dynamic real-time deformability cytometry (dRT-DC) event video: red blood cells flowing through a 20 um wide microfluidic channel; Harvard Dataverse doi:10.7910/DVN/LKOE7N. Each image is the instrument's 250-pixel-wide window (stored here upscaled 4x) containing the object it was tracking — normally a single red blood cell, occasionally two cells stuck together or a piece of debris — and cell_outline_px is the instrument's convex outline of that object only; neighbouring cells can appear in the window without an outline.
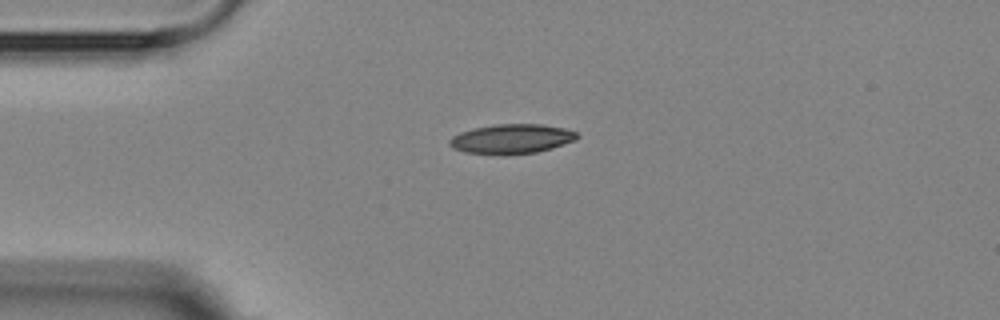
{"species": "Egyptian fruit bat (a non-hibernating species)", "species_latin": "Rousettus aegyptiacus", "temperature_condition": "room temperature", "stored_images_in_passage": 12, "camera_frame_rate_fps": 3000, "um_per_image_px": 0.085, "animal": {"sex": "female"}, "frame": {"image": 1, "passage_image": 1, "time_ms": 0.0, "image_size_px": [1000, 320], "cell_outline_px": [[580, 136], [576, 140], [552, 148], [536, 152], [504, 156], [464, 152], [452, 148], [448, 144], [448, 140], [452, 136], [460, 132], [472, 128], [496, 124], [540, 124], [564, 128], [576, 132]], "centroid_in_image_um": [43.45, 11.82], "position_along_channel_um": 41.6, "area_um2": 22.37}}
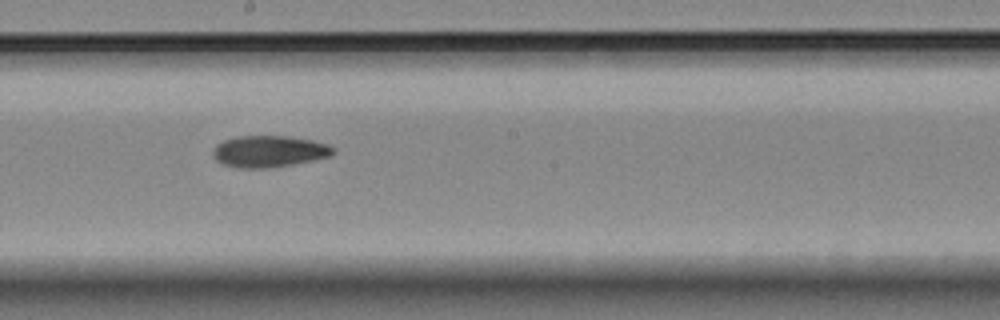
{"frame": {"image": 2, "passage_image": 6, "time_ms": 5.667, "image_size_px": [1000, 320], "cell_outline_px": [[332, 156], [292, 164], [268, 168], [240, 168], [224, 164], [216, 160], [212, 156], [212, 152], [216, 144], [224, 140], [236, 136], [288, 136], [312, 140], [328, 144], [332, 148]], "centroid_in_image_um": [22.83, 12.86], "position_along_channel_um": 225.4, "area_um2": 22.02}}
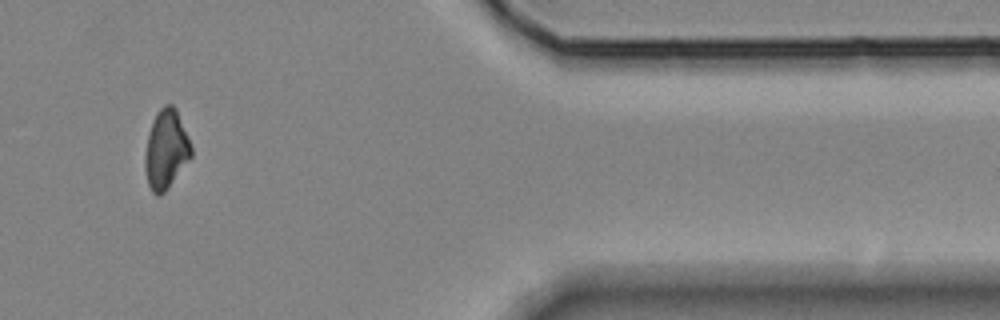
{"frame": {"image": 3, "passage_image": 10, "time_ms": 11.333, "image_size_px": [1000, 320], "cell_outline_px": [[192, 156], [168, 188], [160, 196], [156, 196], [152, 192], [148, 184], [144, 168], [144, 156], [148, 132], [152, 120], [156, 112], [164, 104], [172, 104], [176, 108], [192, 144]], "centroid_in_image_um": [14.1, 12.69], "position_along_channel_um": 397.3, "area_um2": 21.68}}